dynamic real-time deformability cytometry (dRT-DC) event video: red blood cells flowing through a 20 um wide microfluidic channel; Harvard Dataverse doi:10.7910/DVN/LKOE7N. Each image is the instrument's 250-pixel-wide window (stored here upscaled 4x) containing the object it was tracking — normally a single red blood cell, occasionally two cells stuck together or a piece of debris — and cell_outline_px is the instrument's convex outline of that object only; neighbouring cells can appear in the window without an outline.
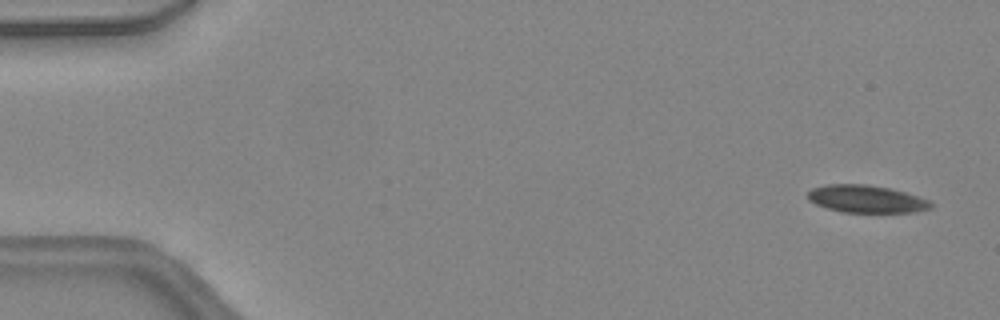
{"species": "common noctule bat (a hibernating species)", "species_latin": "Nyctalus noctula", "temperature_condition": "warm", "stored_images_in_passage": 47, "segment_of_instrument_passage": [1, 2], "camera_frame_rate_fps": 3000, "um_per_image_px": 0.085, "animal": {"sex": "female", "body_mass_g": 24.6, "forearm_length_mm": 56.2}, "frame": {"image": 1, "passage_image": 2, "time_ms": 0.333, "image_size_px": [1000, 320], "cell_outline_px": [[932, 208], [912, 212], [840, 212], [816, 204], [808, 200], [808, 192], [812, 188], [828, 184], [864, 184], [888, 188], [904, 192], [928, 200], [932, 204]], "centroid_in_image_um": [73.6, 16.91], "position_along_channel_um": 11.4, "area_um2": 19.48}}
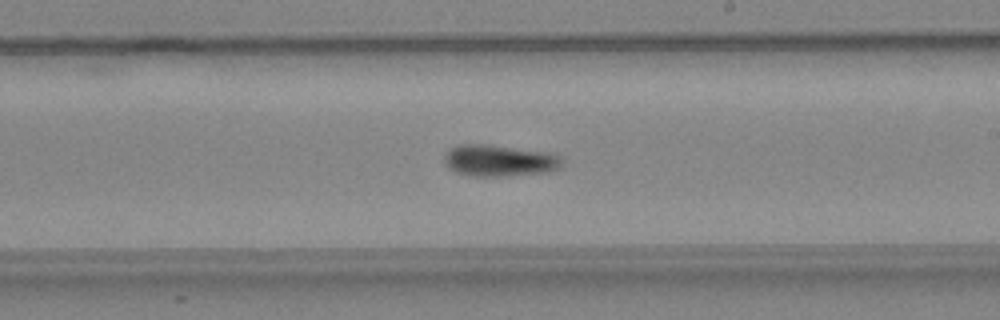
{"frame": {"image": 2, "passage_image": 27, "time_ms": 8.667, "image_size_px": [1000, 320], "cell_outline_px": [[564, 164], [560, 168], [552, 172], [508, 176], [472, 176], [456, 172], [448, 168], [444, 160], [444, 156], [452, 148], [460, 144], [488, 144], [556, 152], [564, 160]], "centroid_in_image_um": [42.56, 13.65], "position_along_channel_um": 246.4, "area_um2": 22.31}}
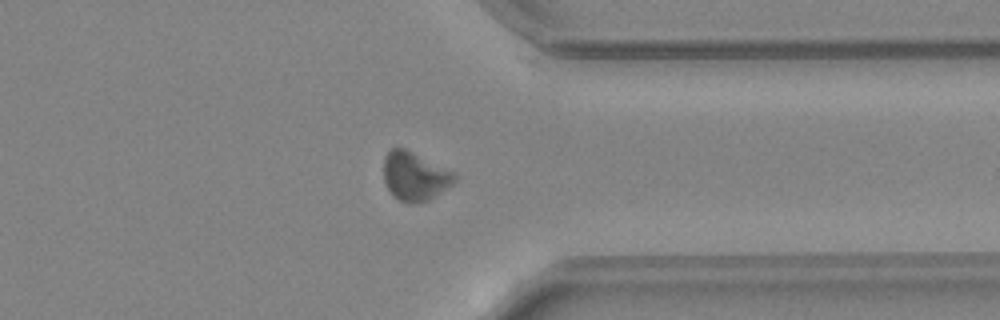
{"frame": {"image": 3, "passage_image": 36, "time_ms": 11.667, "image_size_px": [1000, 320], "cell_outline_px": [[456, 180], [452, 184], [428, 200], [416, 204], [408, 204], [392, 196], [384, 180], [384, 156], [392, 148], [404, 148], [456, 172]], "centroid_in_image_um": [35.26, 14.99], "position_along_channel_um": 376.1, "area_um2": 20.11}}